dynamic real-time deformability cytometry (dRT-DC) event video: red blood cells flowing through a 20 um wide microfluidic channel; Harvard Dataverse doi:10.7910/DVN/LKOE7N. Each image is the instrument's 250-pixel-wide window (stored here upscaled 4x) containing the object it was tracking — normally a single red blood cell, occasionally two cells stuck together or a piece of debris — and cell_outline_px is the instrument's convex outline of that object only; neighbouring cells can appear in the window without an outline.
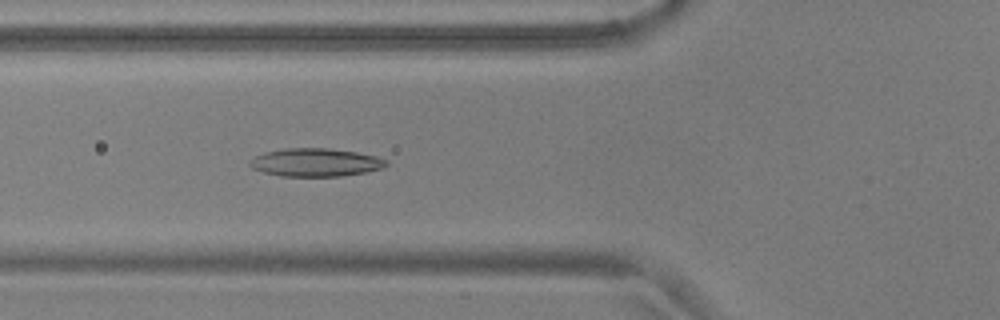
{"species": "common noctule bat (a hibernating species)", "species_latin": "Nyctalus noctula", "temperature_condition": "warm", "stored_images_in_passage": 40, "camera_frame_rate_fps": 3000, "um_per_image_px": 0.085, "animal": {"sex": "male", "body_mass_g": 17.9, "forearm_length_mm": 54.2}, "frame": {"image": 1, "passage_image": 6, "time_ms": 1.667, "image_size_px": [1000, 320], "cell_outline_px": [[388, 164], [384, 168], [364, 172], [340, 176], [280, 176], [264, 172], [252, 168], [248, 164], [256, 156], [264, 152], [284, 148], [328, 148], [356, 152], [376, 156], [388, 160]], "centroid_in_image_um": [26.84, 13.8], "position_along_channel_um": 99.0, "area_um2": 22.31}}
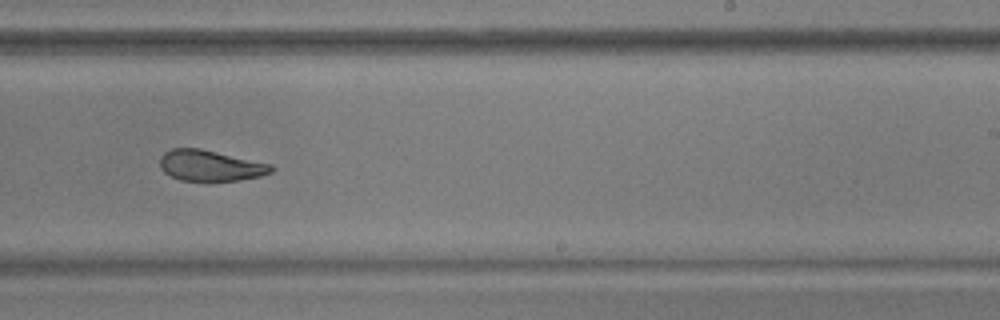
{"frame": {"image": 2, "passage_image": 20, "time_ms": 6.333, "image_size_px": [1000, 320], "cell_outline_px": [[276, 168], [272, 172], [260, 176], [240, 180], [208, 184], [180, 180], [164, 172], [160, 168], [160, 156], [164, 152], [172, 148], [200, 148], [272, 164]], "centroid_in_image_um": [17.88, 14.12], "position_along_channel_um": 271.1, "area_um2": 20.87}}
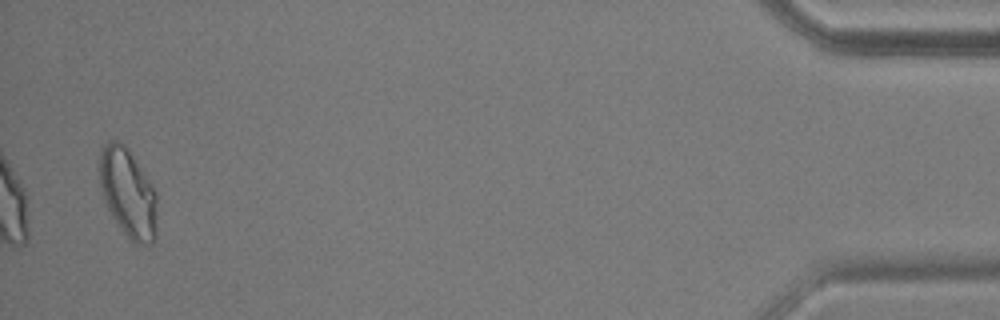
{"frame": {"image": 3, "passage_image": 39, "time_ms": 12.667, "image_size_px": [1000, 320], "cell_outline_px": [[156, 236], [152, 244], [136, 244], [124, 232], [112, 216], [104, 200], [100, 184], [100, 148], [108, 140], [116, 140], [124, 144], [128, 148], [152, 184], [156, 192]], "centroid_in_image_um": [10.88, 16.38], "position_along_channel_um": 424.3, "area_um2": 29.71}, "authors_computed_cell_mechanics": {"area_um2": 21.7906, "velocity_mm_per_s": 3.6877, "shape_relaxation_time_tau1_ms": 9.7568, "shape_relaxation_time_tau2_ms": 2.3503, "deformation_change_tau1": 0.2275, "deformation_change_tau2": 0.0873}}